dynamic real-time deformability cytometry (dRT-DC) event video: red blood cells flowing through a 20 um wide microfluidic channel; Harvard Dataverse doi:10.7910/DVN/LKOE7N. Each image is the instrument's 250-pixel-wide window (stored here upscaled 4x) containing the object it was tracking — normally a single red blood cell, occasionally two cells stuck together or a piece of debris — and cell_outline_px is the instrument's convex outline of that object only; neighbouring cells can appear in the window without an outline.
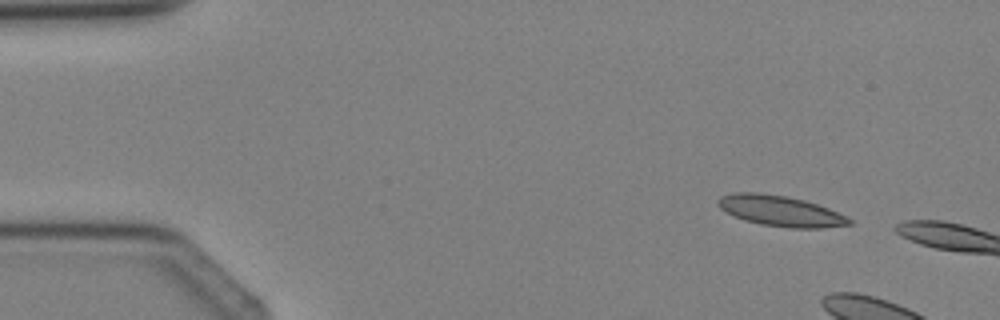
{"species": "Egyptian fruit bat (a non-hibernating species)", "species_latin": "Rousettus aegyptiacus", "temperature_condition": "cold", "stored_images_in_passage": 7, "camera_frame_rate_fps": 3000, "um_per_image_px": 0.085, "animal": {"sex": "female"}, "frame": {"image": 1, "passage_image": 2, "time_ms": 1.0, "image_size_px": [1000, 320], "cell_outline_px": [[852, 224], [820, 228], [792, 228], [760, 224], [744, 220], [732, 216], [720, 208], [716, 204], [716, 200], [720, 196], [732, 192], [760, 192], [788, 196], [804, 200], [828, 208], [852, 220]], "centroid_in_image_um": [66.26, 17.91], "position_along_channel_um": 18.7, "area_um2": 23.52}}
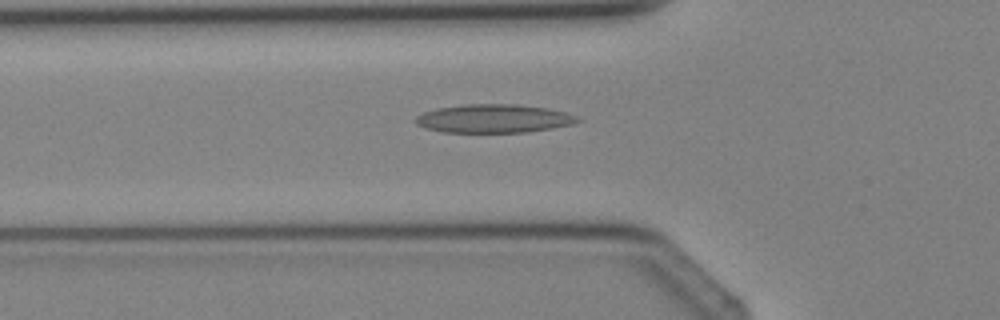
{"frame": {"image": 2, "passage_image": 7, "time_ms": 8.0, "image_size_px": [1000, 320], "cell_outline_px": [[584, 120], [572, 124], [552, 128], [528, 132], [444, 132], [424, 128], [416, 124], [416, 116], [424, 112], [436, 108], [464, 104], [516, 104], [548, 108], [564, 112], [576, 116]], "centroid_in_image_um": [41.97, 10.07], "position_along_channel_um": 83.8, "area_um2": 26.93}}